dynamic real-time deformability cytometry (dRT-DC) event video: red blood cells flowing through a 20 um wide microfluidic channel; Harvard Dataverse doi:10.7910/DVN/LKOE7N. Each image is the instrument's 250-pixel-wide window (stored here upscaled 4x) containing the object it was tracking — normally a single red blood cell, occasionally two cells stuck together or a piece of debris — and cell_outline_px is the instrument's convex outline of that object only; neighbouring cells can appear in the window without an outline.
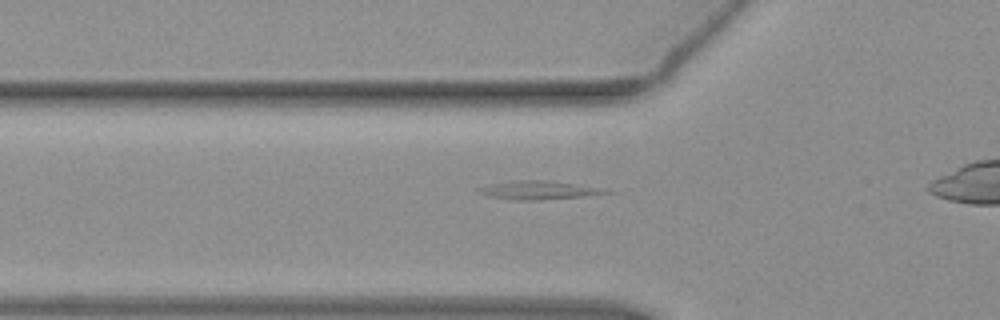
{"species": "common noctule bat (a hibernating species)", "species_latin": "Nyctalus noctula", "temperature_condition": "warm", "stored_images_in_passage": 27, "camera_frame_rate_fps": 3000, "um_per_image_px": 0.085, "animal": {"sex": "female", "body_mass_g": 19.3, "forearm_length_mm": 54.1}, "frame": {"image": 1, "passage_image": 12, "time_ms": 3.667, "image_size_px": [1000, 320], "cell_outline_px": [[616, 192], [584, 196], [544, 200], [512, 200], [488, 196], [476, 192], [476, 188], [492, 184], [516, 180], [544, 180], [604, 188]], "centroid_in_image_um": [45.77, 16.17], "position_along_channel_um": 80.0, "area_um2": 13.76}}
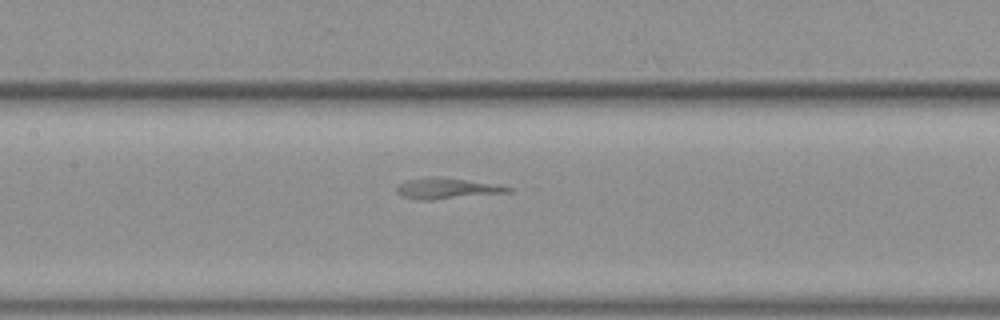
{"frame": {"image": 2, "passage_image": 19, "time_ms": 6.0, "image_size_px": [1000, 320], "cell_outline_px": [[512, 192], [432, 200], [416, 200], [400, 196], [396, 192], [396, 188], [400, 184], [408, 180], [428, 176], [440, 176], [500, 184], [512, 188]], "centroid_in_image_um": [38.0, 16.01], "position_along_channel_um": 169.4, "area_um2": 13.87}}
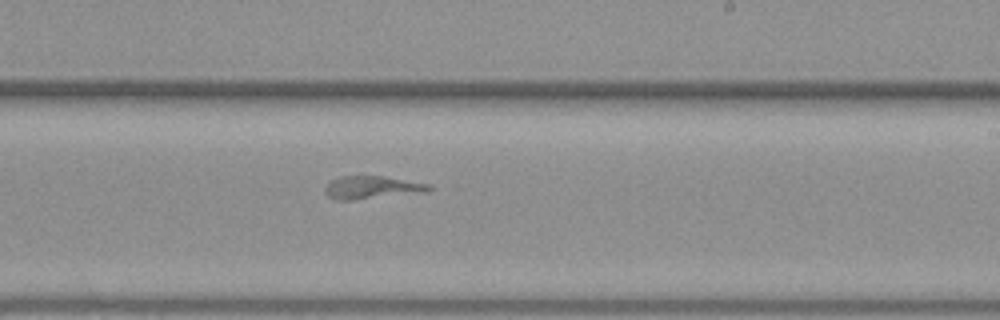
{"frame": {"image": 3, "passage_image": 26, "time_ms": 8.333, "image_size_px": [1000, 320], "cell_outline_px": [[432, 188], [428, 192], [352, 200], [336, 200], [328, 196], [324, 192], [324, 188], [332, 180], [340, 176], [384, 176], [432, 184]], "centroid_in_image_um": [31.65, 15.93], "position_along_channel_um": 257.4, "area_um2": 13.99}}